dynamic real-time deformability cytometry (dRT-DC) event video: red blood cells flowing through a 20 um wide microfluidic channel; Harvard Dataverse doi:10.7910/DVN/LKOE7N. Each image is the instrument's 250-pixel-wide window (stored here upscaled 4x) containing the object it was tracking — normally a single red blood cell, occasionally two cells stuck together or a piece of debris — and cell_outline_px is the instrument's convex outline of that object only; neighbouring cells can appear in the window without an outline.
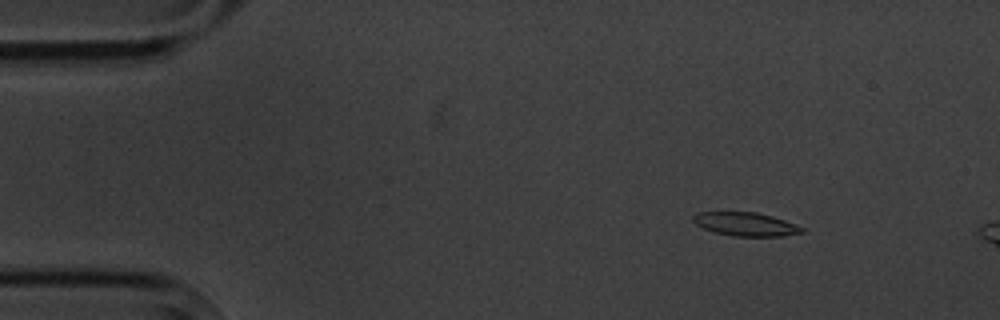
{"species": "common noctule bat (a hibernating species)", "species_latin": "Nyctalus noctula", "temperature_condition": "cold", "stored_images_in_passage": 5, "camera_frame_rate_fps": 3000, "um_per_image_px": 0.085, "animal": {"sex": "male", "body_mass_g": 20.1, "forearm_length_mm": 53.5}, "frame": {"image": 1, "passage_image": 3, "time_ms": 2.333, "image_size_px": [1000, 320], "cell_outline_px": [[804, 232], [784, 236], [736, 236], [716, 232], [704, 228], [696, 224], [692, 220], [692, 216], [696, 212], [756, 212], [772, 216], [796, 224], [804, 228]], "centroid_in_image_um": [63.39, 19.05], "position_along_channel_um": 21.6, "area_um2": 14.85}}